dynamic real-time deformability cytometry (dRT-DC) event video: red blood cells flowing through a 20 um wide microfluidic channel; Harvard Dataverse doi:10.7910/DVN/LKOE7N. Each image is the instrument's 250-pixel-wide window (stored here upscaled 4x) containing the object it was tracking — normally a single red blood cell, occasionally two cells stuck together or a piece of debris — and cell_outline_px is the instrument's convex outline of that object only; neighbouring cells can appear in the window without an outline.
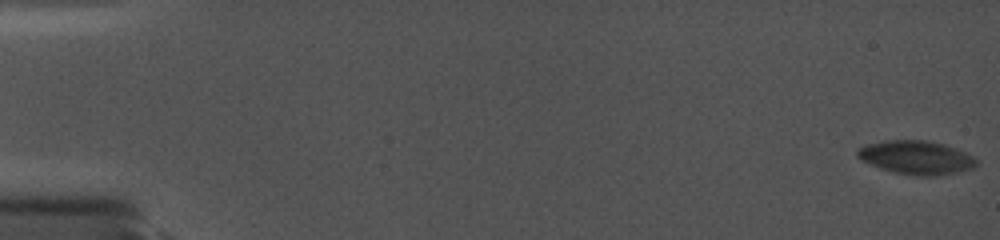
{"species": "common noctule bat (a hibernating species)", "species_latin": "Nyctalus noctula", "temperature_condition": "cold", "stored_images_in_passage": 37, "camera_frame_rate_fps": 5000, "um_per_image_px": 0.085, "animal": {"sex": "female", "body_mass_g": 19.0, "forearm_length_mm": 56.7}, "frame": {"image": 1, "passage_image": 1, "time_ms": 0.0, "image_size_px": [1000, 240], "cell_outline_px": [[976, 164], [972, 168], [956, 172], [936, 176], [920, 176], [896, 172], [880, 168], [860, 160], [856, 156], [856, 148], [868, 144], [884, 140], [924, 140], [944, 144], [964, 152], [972, 156], [976, 160]], "centroid_in_image_um": [77.82, 13.38], "position_along_channel_um": 7.2, "area_um2": 23.12}}
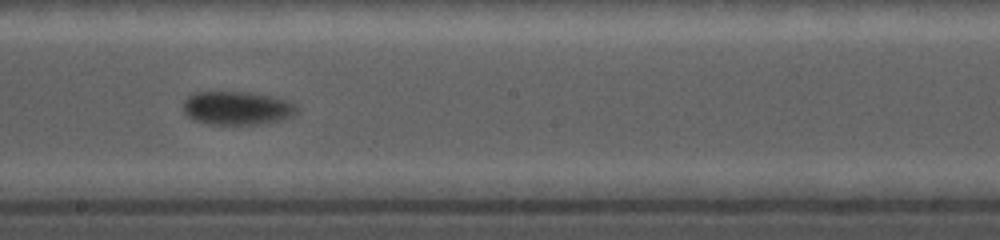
{"frame": {"image": 2, "passage_image": 18, "time_ms": 10.8, "image_size_px": [1000, 240], "cell_outline_px": [[296, 112], [280, 120], [256, 124], [208, 124], [192, 120], [184, 112], [184, 100], [188, 96], [196, 92], [252, 92], [272, 96], [296, 104]], "centroid_in_image_um": [20.1, 9.18], "position_along_channel_um": 228.1, "area_um2": 21.96}}
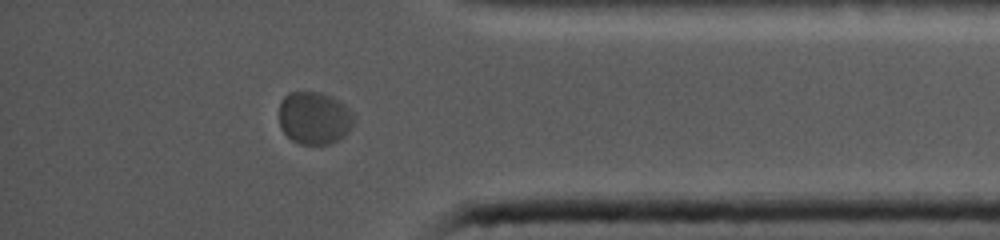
{"frame": {"image": 3, "passage_image": 32, "time_ms": 15.8, "image_size_px": [1000, 240], "cell_outline_px": [[356, 124], [344, 136], [328, 144], [300, 144], [292, 140], [284, 132], [280, 124], [280, 100], [288, 92], [320, 92], [332, 96], [344, 104], [352, 112]], "centroid_in_image_um": [26.74, 10.02], "position_along_channel_um": 408.5, "area_um2": 23.06}}